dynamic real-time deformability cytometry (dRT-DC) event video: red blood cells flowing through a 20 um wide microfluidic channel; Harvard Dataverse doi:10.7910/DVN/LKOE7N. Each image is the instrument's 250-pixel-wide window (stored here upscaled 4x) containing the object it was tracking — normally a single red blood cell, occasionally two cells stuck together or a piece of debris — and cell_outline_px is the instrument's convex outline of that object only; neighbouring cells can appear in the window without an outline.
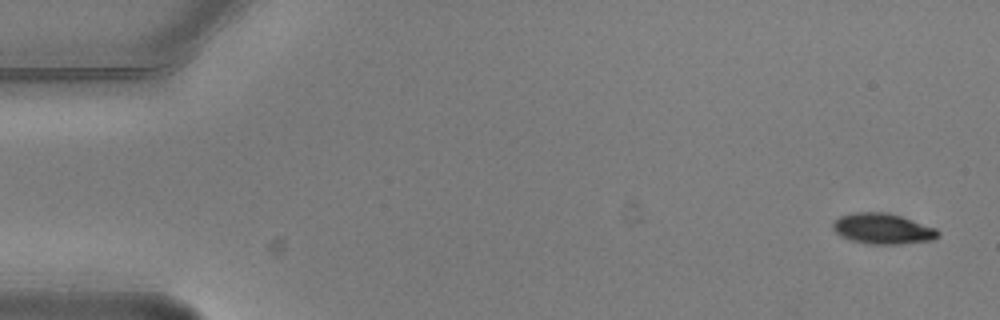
{"species": "common noctule bat (a hibernating species)", "species_latin": "Nyctalus noctula", "temperature_condition": "warm", "stored_images_in_passage": 5, "camera_frame_rate_fps": 3000, "um_per_image_px": 0.085, "animal": {"sex": "male", "body_mass_g": 20.5, "forearm_length_mm": 52.5}, "frame": {"image": 1, "passage_image": 1, "time_ms": 0.0, "image_size_px": [1000, 320], "cell_outline_px": [[940, 236], [932, 240], [900, 244], [868, 244], [848, 240], [840, 236], [832, 228], [832, 224], [840, 216], [856, 212], [888, 212], [936, 228], [940, 232]], "centroid_in_image_um": [75.02, 19.45], "position_along_channel_um": 10.0, "area_um2": 18.84}}
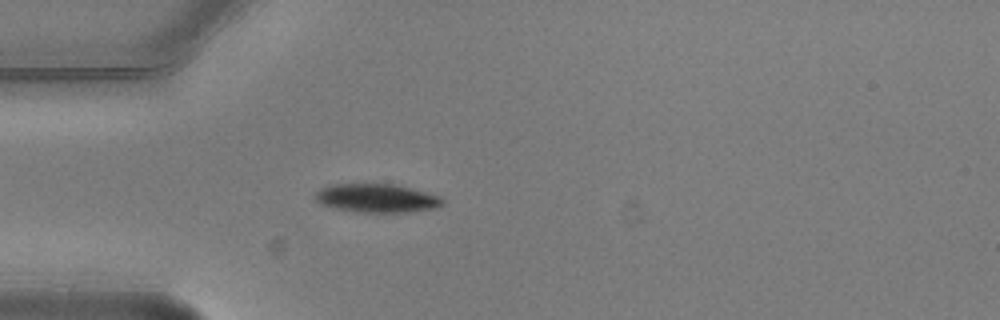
{"frame": {"image": 2, "passage_image": 5, "time_ms": 1.333, "image_size_px": [1000, 320], "cell_outline_px": [[444, 204], [436, 208], [408, 212], [360, 212], [336, 208], [320, 204], [316, 200], [316, 192], [320, 188], [328, 184], [396, 184], [440, 196], [444, 200]], "centroid_in_image_um": [32.03, 16.84], "position_along_channel_um": 53.0, "area_um2": 21.21}}